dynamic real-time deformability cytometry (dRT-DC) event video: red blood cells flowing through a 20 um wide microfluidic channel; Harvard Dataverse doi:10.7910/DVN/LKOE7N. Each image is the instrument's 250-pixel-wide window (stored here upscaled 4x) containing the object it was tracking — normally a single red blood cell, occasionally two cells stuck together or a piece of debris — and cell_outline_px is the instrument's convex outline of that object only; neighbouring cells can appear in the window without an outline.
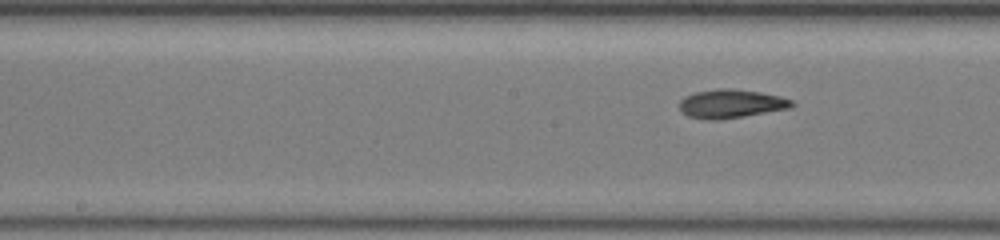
{"species": "common noctule bat (a hibernating species)", "species_latin": "Nyctalus noctula", "temperature_condition": "warm", "stored_images_in_passage": 8, "camera_frame_rate_fps": 3000, "um_per_image_px": 0.085, "animal": {"sex": "female", "body_mass_g": 19.5, "forearm_length_mm": 54.1}, "frame": {"image": 1, "passage_image": 6, "time_ms": 1.667, "image_size_px": [1000, 240], "cell_outline_px": [[796, 104], [788, 108], [744, 116], [720, 120], [708, 120], [688, 116], [680, 108], [680, 100], [684, 96], [696, 92], [716, 88], [732, 88], [760, 92], [780, 96], [792, 100]], "centroid_in_image_um": [62.13, 8.81], "position_along_channel_um": 186.1, "area_um2": 18.73}}